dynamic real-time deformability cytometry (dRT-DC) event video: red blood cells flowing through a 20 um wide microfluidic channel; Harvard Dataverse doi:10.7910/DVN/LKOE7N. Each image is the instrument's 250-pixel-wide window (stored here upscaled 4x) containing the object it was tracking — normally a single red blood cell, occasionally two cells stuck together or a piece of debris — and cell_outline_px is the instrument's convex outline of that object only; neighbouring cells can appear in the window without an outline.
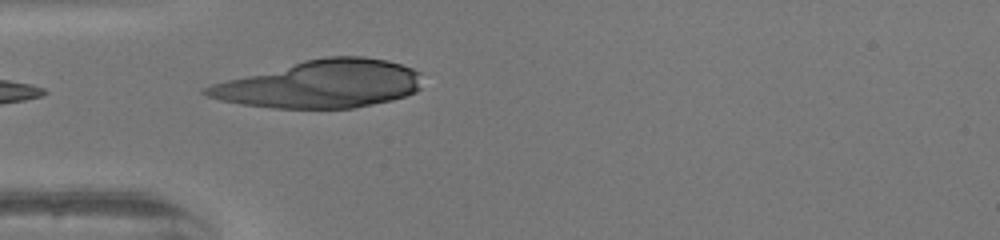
{"species": "human", "species_latin": "Homo sapiens", "temperature_condition": "warm", "stored_images_in_passage": 22, "camera_frame_rate_fps": 3000, "um_per_image_px": 0.085, "donor": {"sex": "female"}, "frame": {"image": 1, "passage_image": 1, "time_ms": 0.0, "image_size_px": [1000, 240], "cell_outline_px": [[420, 88], [416, 92], [392, 100], [352, 108], [272, 108], [244, 104], [220, 100], [208, 96], [200, 92], [200, 88], [212, 84], [304, 60], [324, 56], [364, 56], [388, 60], [412, 68], [420, 72]], "centroid_in_image_um": [27.27, 7.14], "position_along_channel_um": 57.7, "area_um2": 59.71}}
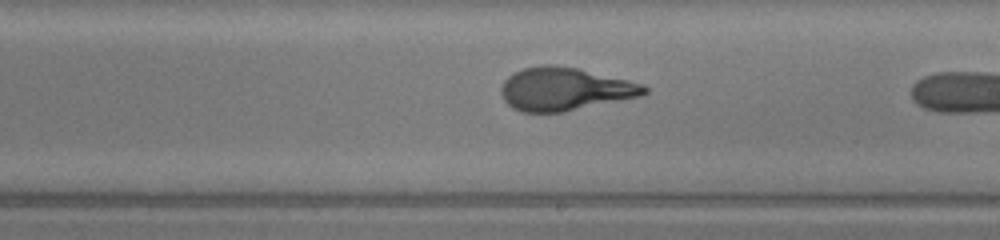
{"frame": {"image": 2, "passage_image": 12, "time_ms": 3.667, "image_size_px": [1000, 240], "cell_outline_px": [[648, 92], [644, 96], [564, 112], [520, 112], [512, 108], [504, 100], [500, 92], [500, 88], [504, 80], [508, 76], [524, 68], [540, 64], [552, 64], [576, 68], [628, 80], [644, 84], [648, 88]], "centroid_in_image_um": [48.01, 7.58], "position_along_channel_um": 241.0, "area_um2": 36.18}}
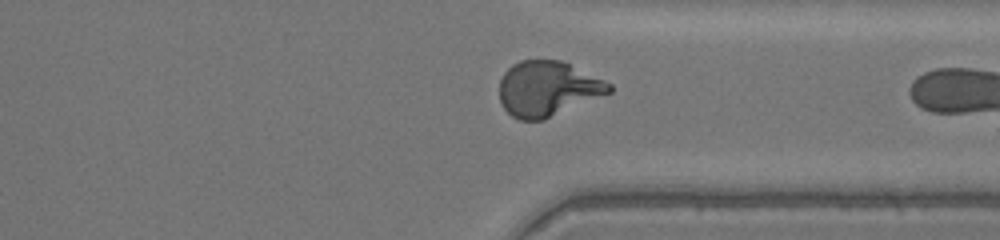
{"frame": {"image": 3, "passage_image": 21, "time_ms": 6.667, "image_size_px": [1000, 240], "cell_outline_px": [[612, 92], [544, 120], [520, 120], [512, 116], [500, 104], [500, 80], [504, 72], [512, 64], [520, 60], [560, 60], [604, 80], [612, 84]], "centroid_in_image_um": [46.54, 7.55], "position_along_channel_um": 364.9, "area_um2": 35.2}}